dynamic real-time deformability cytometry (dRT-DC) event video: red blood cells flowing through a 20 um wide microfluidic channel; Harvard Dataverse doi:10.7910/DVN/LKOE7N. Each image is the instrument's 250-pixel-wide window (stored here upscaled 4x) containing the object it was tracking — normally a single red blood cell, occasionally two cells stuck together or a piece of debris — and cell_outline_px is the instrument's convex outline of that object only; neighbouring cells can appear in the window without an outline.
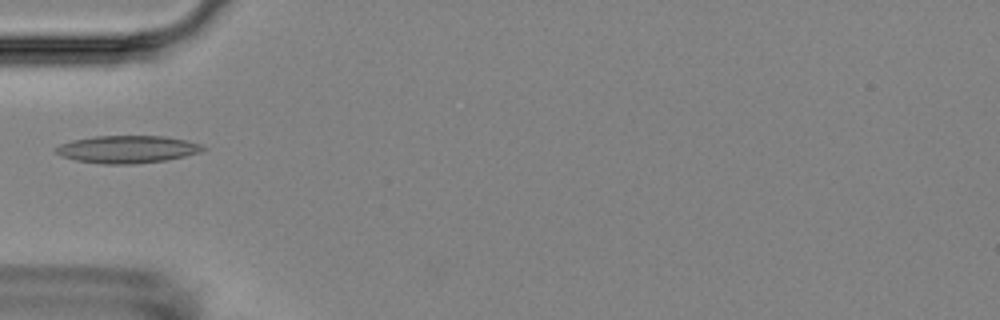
{"species": "Egyptian fruit bat (a non-hibernating species)", "species_latin": "Rousettus aegyptiacus", "temperature_condition": "room temperature", "stored_images_in_passage": 5, "camera_frame_rate_fps": 3000, "um_per_image_px": 0.085, "animal": {"sex": "female"}, "frame": {"image": 1, "passage_image": 5, "time_ms": 5.667, "image_size_px": [1000, 320], "cell_outline_px": [[208, 148], [200, 152], [184, 156], [164, 160], [132, 164], [104, 164], [76, 160], [64, 156], [56, 152], [56, 148], [60, 144], [72, 140], [96, 136], [164, 136], [188, 140], [200, 144]], "centroid_in_image_um": [10.86, 12.68], "position_along_channel_um": 74.1, "area_um2": 23.35}}